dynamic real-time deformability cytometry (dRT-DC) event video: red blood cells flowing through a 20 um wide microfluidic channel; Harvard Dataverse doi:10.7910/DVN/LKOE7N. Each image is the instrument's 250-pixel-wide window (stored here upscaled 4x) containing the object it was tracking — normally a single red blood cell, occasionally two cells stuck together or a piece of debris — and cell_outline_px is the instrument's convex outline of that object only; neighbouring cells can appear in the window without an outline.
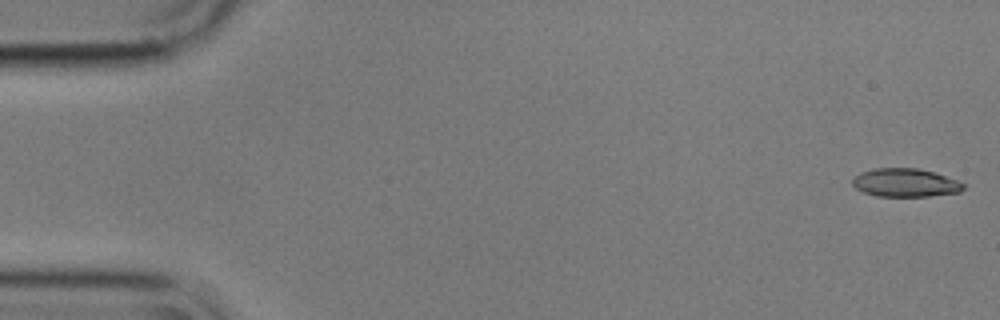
{"species": "common noctule bat (a hibernating species)", "species_latin": "Nyctalus noctula", "temperature_condition": "cold", "stored_images_in_passage": 11, "camera_frame_rate_fps": 3000, "um_per_image_px": 0.085, "animal": {"sex": "male", "body_mass_g": 17.9}, "frame": {"image": 1, "passage_image": 1, "time_ms": 0.0, "image_size_px": [1000, 320], "cell_outline_px": [[964, 188], [960, 192], [928, 196], [876, 196], [864, 192], [856, 188], [852, 184], [852, 180], [860, 172], [876, 168], [916, 168], [932, 172], [956, 180], [964, 184]], "centroid_in_image_um": [76.93, 15.53], "position_along_channel_um": 8.1, "area_um2": 18.09}}